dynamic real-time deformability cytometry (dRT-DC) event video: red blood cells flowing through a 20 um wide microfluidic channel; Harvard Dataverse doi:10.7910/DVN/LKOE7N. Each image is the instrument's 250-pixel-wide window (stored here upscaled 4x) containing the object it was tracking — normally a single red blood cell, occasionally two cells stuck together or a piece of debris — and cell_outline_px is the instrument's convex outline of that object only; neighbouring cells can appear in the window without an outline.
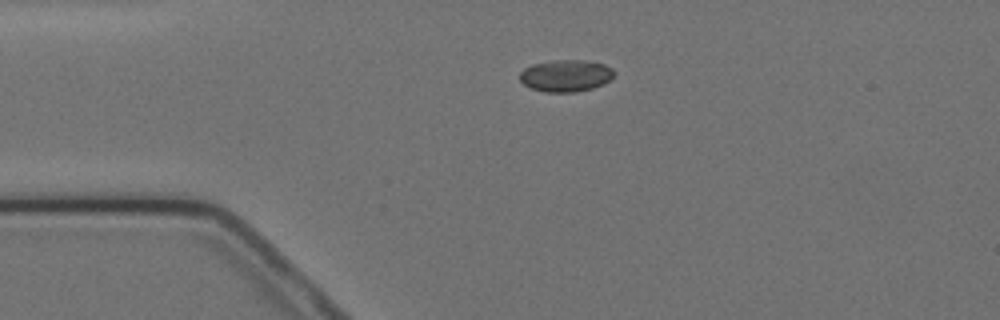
{"species": "Egyptian fruit bat (a non-hibernating species)", "species_latin": "Rousettus aegyptiacus", "temperature_condition": "cold", "stored_images_in_passage": 2, "camera_frame_rate_fps": 3000, "um_per_image_px": 0.085, "animal": {"sex": "female"}, "frame": {"image": 1, "passage_image": 1, "time_ms": 0.0, "image_size_px": [1000, 320], "cell_outline_px": [[616, 72], [604, 84], [592, 88], [576, 92], [544, 92], [532, 88], [524, 84], [520, 80], [520, 72], [524, 68], [532, 64], [552, 60], [584, 60], [604, 64], [612, 68]], "centroid_in_image_um": [48.09, 6.43], "position_along_channel_um": 36.9, "area_um2": 17.57}}